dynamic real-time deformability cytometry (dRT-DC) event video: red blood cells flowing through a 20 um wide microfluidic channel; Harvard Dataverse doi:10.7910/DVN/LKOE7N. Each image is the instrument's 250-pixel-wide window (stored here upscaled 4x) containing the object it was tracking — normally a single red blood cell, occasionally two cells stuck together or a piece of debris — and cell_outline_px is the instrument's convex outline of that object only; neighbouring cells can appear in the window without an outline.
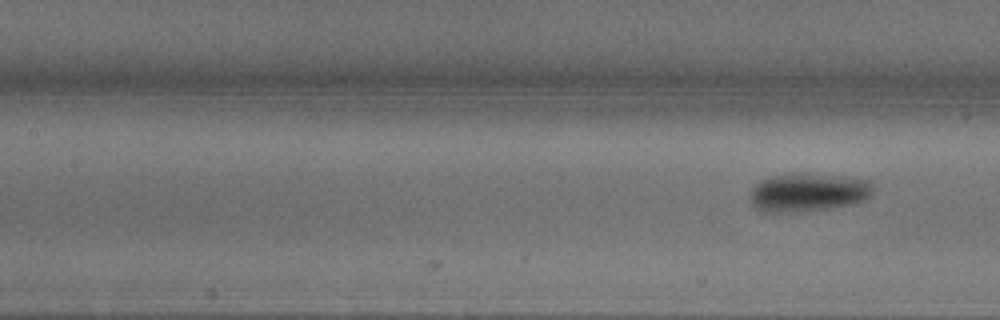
{"species": "common noctule bat (a hibernating species)", "species_latin": "Nyctalus noctula", "temperature_condition": "warm", "stored_images_in_passage": 7, "camera_frame_rate_fps": 3000, "um_per_image_px": 0.085, "animal": {"sex": "male", "body_mass_g": 18.8}, "frame": {"image": 1, "passage_image": 7, "time_ms": 2.0, "image_size_px": [1000, 320], "cell_outline_px": [[872, 192], [864, 200], [852, 204], [828, 208], [776, 212], [764, 212], [756, 208], [752, 204], [752, 188], [760, 180], [772, 176], [840, 176], [872, 180]], "centroid_in_image_um": [68.72, 16.37], "position_along_channel_um": 138.7, "area_um2": 26.24}}